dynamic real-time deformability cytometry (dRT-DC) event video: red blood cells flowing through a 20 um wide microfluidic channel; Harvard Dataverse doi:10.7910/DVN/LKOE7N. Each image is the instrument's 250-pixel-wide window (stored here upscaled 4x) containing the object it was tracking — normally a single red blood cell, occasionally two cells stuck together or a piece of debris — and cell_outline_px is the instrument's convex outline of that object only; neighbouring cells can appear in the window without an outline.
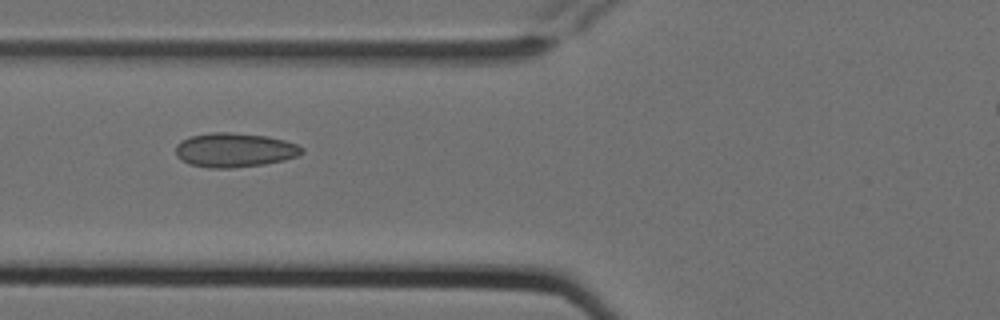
{"species": "Egyptian fruit bat (a non-hibernating species)", "species_latin": "Rousettus aegyptiacus", "temperature_condition": "cold", "stored_images_in_passage": 8, "camera_frame_rate_fps": 3000, "um_per_image_px": 0.085, "animal": {"sex": "female"}, "frame": {"image": 1, "passage_image": 7, "time_ms": 2.0, "image_size_px": [1000, 320], "cell_outline_px": [[304, 152], [300, 156], [284, 160], [264, 164], [228, 168], [208, 168], [188, 164], [180, 160], [176, 156], [176, 144], [180, 140], [192, 136], [212, 132], [232, 132], [268, 136], [284, 140], [296, 144], [304, 148]], "centroid_in_image_um": [19.93, 12.75], "position_along_channel_um": 105.9, "area_um2": 25.43}}
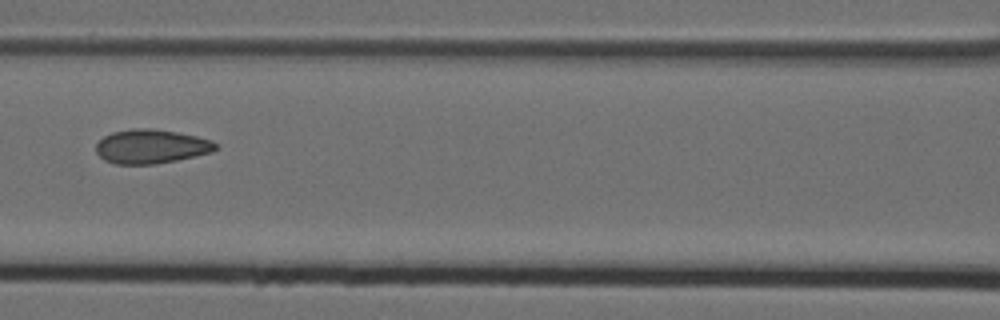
{"frame": {"image": 2, "passage_image": 8, "time_ms": 2.333, "image_size_px": [1000, 320], "cell_outline_px": [[216, 148], [212, 152], [196, 156], [156, 164], [116, 164], [104, 160], [96, 152], [96, 144], [104, 136], [112, 132], [132, 128], [152, 128], [176, 132], [196, 136], [212, 140], [216, 144]], "centroid_in_image_um": [12.83, 12.45], "position_along_channel_um": 153.8, "area_um2": 23.76}}